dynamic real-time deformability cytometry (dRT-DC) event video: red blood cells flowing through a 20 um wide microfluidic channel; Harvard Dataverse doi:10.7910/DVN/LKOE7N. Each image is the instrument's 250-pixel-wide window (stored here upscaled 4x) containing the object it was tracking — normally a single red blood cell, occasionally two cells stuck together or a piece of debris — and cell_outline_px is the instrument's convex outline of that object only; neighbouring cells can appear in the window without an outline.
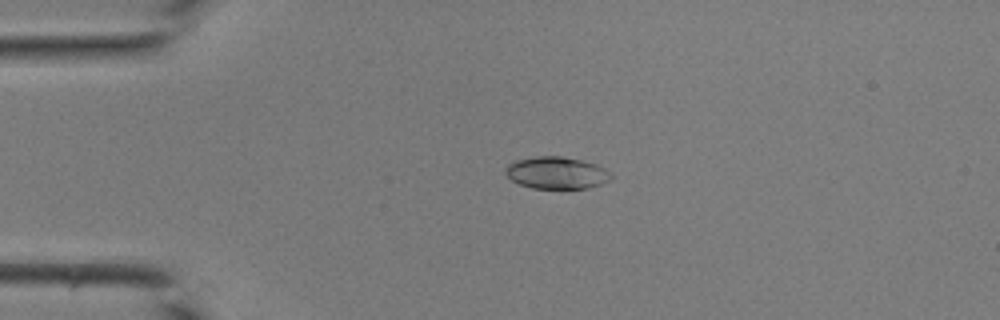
{"species": "common noctule bat (a hibernating species)", "species_latin": "Nyctalus noctula", "temperature_condition": "room temperature", "stored_images_in_passage": 33, "camera_frame_rate_fps": 3000, "um_per_image_px": 0.085, "animal": {"sex": "male", "body_mass_g": 19.0, "forearm_length_mm": 50.8}, "frame": {"image": 1, "passage_image": 1, "time_ms": 0.0, "image_size_px": [1000, 320], "cell_outline_px": [[612, 176], [608, 180], [600, 184], [588, 188], [532, 188], [520, 184], [512, 180], [504, 172], [504, 168], [508, 164], [516, 160], [536, 156], [560, 156], [580, 160], [596, 164], [604, 168]], "centroid_in_image_um": [47.27, 14.68], "position_along_channel_um": 37.7, "area_um2": 19.54}}
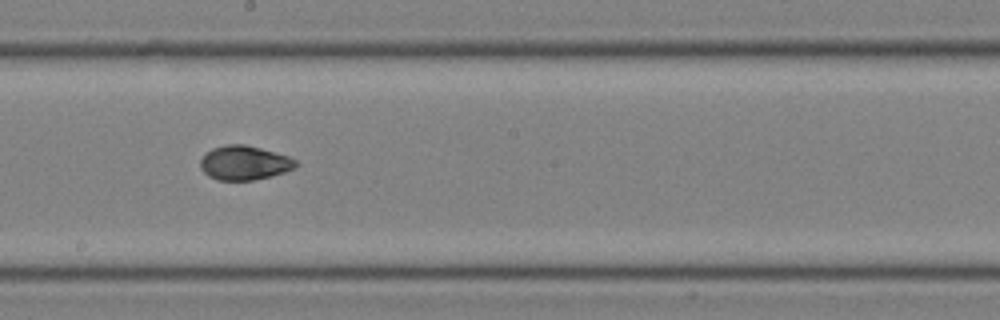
{"frame": {"image": 2, "passage_image": 15, "time_ms": 4.667, "image_size_px": [1000, 320], "cell_outline_px": [[300, 164], [296, 168], [272, 176], [252, 180], [216, 180], [208, 176], [200, 168], [200, 160], [212, 148], [224, 144], [244, 144], [260, 148], [288, 156], [296, 160]], "centroid_in_image_um": [20.78, 13.84], "position_along_channel_um": 227.4, "area_um2": 19.13}}
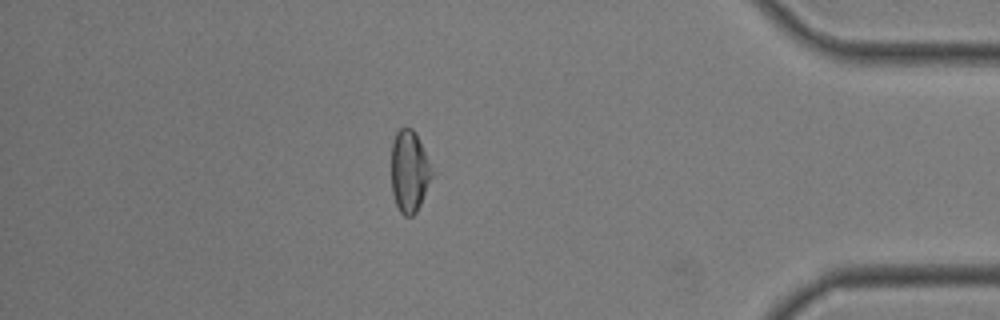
{"frame": {"image": 3, "passage_image": 28, "time_ms": 9.0, "image_size_px": [1000, 320], "cell_outline_px": [[432, 176], [420, 204], [416, 212], [412, 216], [404, 216], [400, 212], [396, 204], [392, 192], [392, 144], [396, 132], [400, 128], [412, 128], [424, 152], [432, 172]], "centroid_in_image_um": [34.76, 14.6], "position_along_channel_um": 400.4, "area_um2": 18.73}}